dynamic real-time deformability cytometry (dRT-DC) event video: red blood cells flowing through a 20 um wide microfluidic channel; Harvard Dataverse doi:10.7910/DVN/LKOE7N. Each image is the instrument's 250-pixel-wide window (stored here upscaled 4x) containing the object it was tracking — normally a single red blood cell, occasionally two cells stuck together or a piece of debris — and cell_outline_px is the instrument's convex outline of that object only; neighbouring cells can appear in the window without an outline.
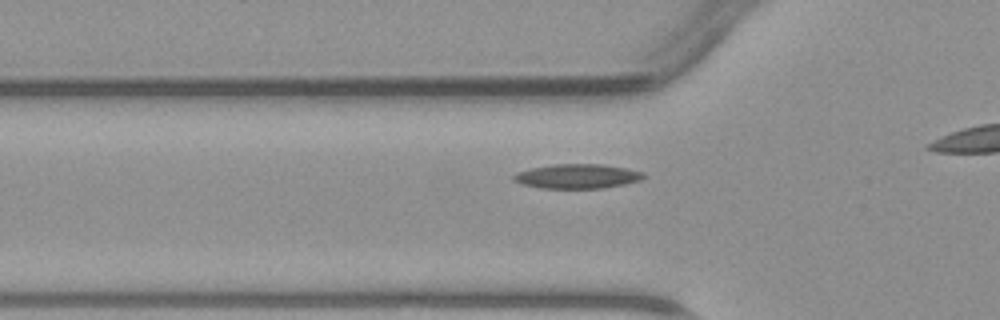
{"species": "common noctule bat (a hibernating species)", "species_latin": "Nyctalus noctula", "temperature_condition": "warm", "stored_images_in_passage": 17, "camera_frame_rate_fps": 3000, "um_per_image_px": 0.085, "animal": {"sex": "male", "body_mass_g": 23.1, "forearm_length_mm": 52.7}, "frame": {"image": 1, "passage_image": 12, "time_ms": 3.667, "image_size_px": [1000, 320], "cell_outline_px": [[648, 176], [640, 180], [624, 184], [604, 188], [540, 188], [524, 184], [512, 180], [512, 176], [516, 172], [532, 168], [552, 164], [604, 164], [644, 172]], "centroid_in_image_um": [49.08, 14.98], "position_along_channel_um": 76.7, "area_um2": 18.55}}
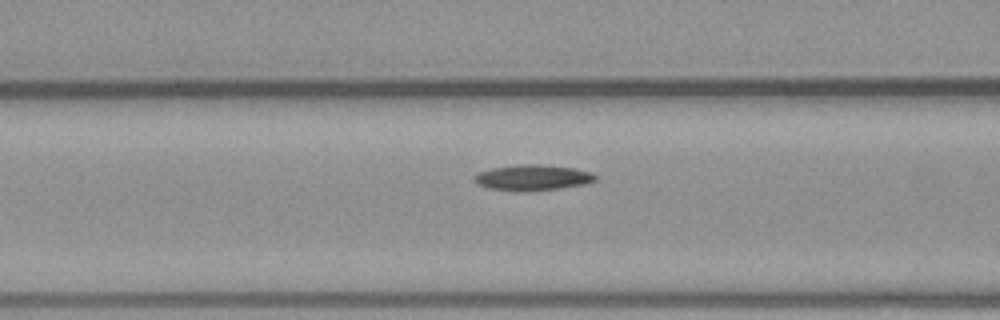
{"frame": {"image": 2, "passage_image": 15, "time_ms": 4.667, "image_size_px": [1000, 320], "cell_outline_px": [[596, 180], [584, 184], [560, 188], [528, 192], [516, 192], [488, 188], [476, 184], [472, 180], [472, 176], [480, 172], [492, 168], [516, 164], [540, 164], [572, 168], [592, 172], [596, 176]], "centroid_in_image_um": [45.21, 15.11], "position_along_channel_um": 121.4, "area_um2": 18.44}}